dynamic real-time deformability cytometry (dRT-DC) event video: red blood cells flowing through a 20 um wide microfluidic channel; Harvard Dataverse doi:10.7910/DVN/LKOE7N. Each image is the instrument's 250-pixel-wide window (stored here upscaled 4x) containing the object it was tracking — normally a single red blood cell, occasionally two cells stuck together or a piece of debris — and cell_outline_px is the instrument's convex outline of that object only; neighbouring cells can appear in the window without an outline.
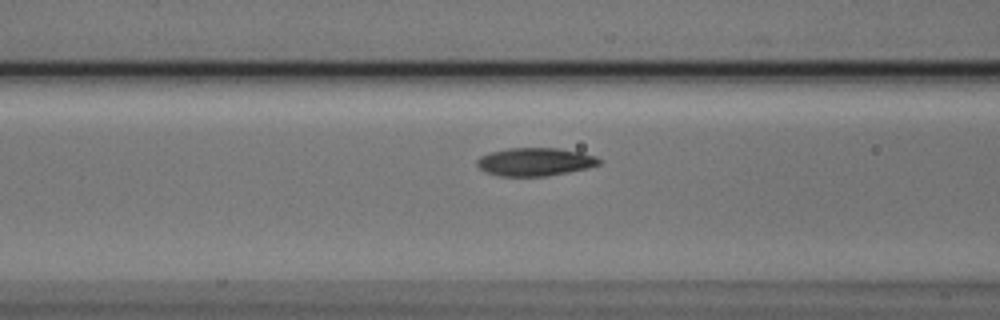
{"species": "Egyptian fruit bat (a non-hibernating species)", "species_latin": "Rousettus aegyptiacus", "temperature_condition": "cold", "stored_images_in_passage": 38, "camera_frame_rate_fps": 3000, "um_per_image_px": 0.085, "animal": {"sex": "male"}, "frame": {"image": 1, "passage_image": 8, "time_ms": 2.333, "image_size_px": [1000, 320], "cell_outline_px": [[600, 164], [588, 168], [548, 176], [500, 176], [484, 172], [476, 164], [476, 160], [480, 156], [492, 152], [508, 148], [560, 148], [580, 152], [596, 156], [600, 160]], "centroid_in_image_um": [45.47, 13.76], "position_along_channel_um": 121.1, "area_um2": 20.06}}
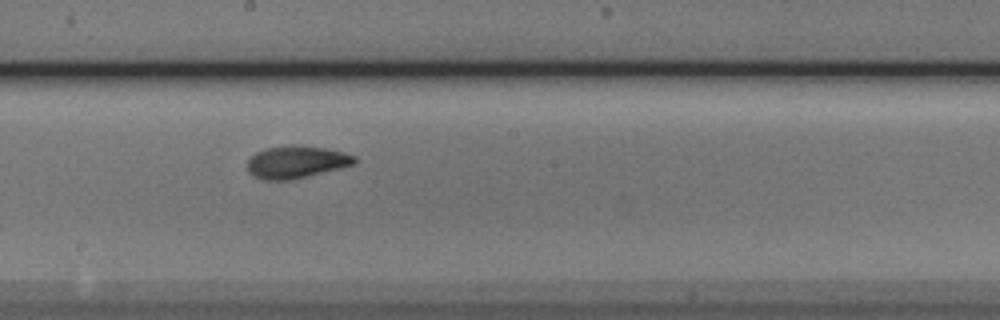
{"frame": {"image": 2, "passage_image": 16, "time_ms": 5.0, "image_size_px": [1000, 320], "cell_outline_px": [[360, 160], [356, 164], [308, 176], [288, 180], [264, 180], [252, 176], [248, 172], [248, 160], [256, 152], [264, 148], [292, 144], [296, 144], [328, 148], [344, 152], [356, 156]], "centroid_in_image_um": [25.22, 13.75], "position_along_channel_um": 223.0, "area_um2": 20.63}}
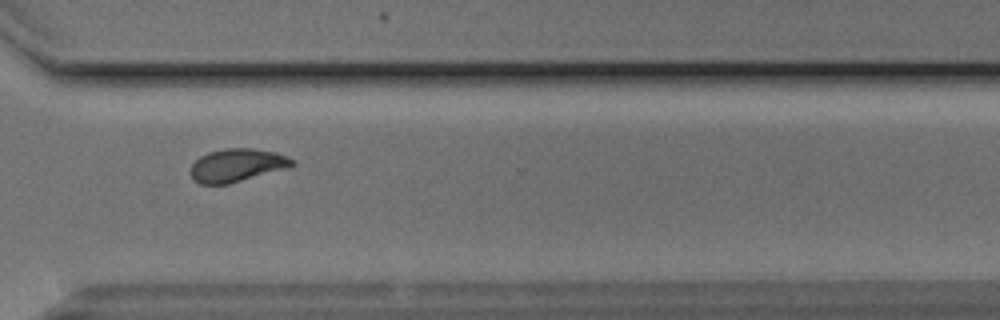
{"frame": {"image": 3, "passage_image": 26, "time_ms": 8.333, "image_size_px": [1000, 320], "cell_outline_px": [[296, 164], [284, 168], [228, 184], [200, 184], [192, 180], [188, 172], [192, 164], [200, 156], [208, 152], [224, 148], [252, 148], [276, 152], [296, 160]], "centroid_in_image_um": [20.08, 14.04], "position_along_channel_um": 350.5, "area_um2": 19.59}, "authors_computed_cell_mechanics": {"area_um2": 19.074, "velocity_mm_per_s": 3.8284, "shape_relaxation_time_tau1_ms": 4.6315, "shape_relaxation_time_tau2_ms": 2.3009, "deformation_change_tau1": 0.1408, "deformation_change_tau2": 0.0749}}